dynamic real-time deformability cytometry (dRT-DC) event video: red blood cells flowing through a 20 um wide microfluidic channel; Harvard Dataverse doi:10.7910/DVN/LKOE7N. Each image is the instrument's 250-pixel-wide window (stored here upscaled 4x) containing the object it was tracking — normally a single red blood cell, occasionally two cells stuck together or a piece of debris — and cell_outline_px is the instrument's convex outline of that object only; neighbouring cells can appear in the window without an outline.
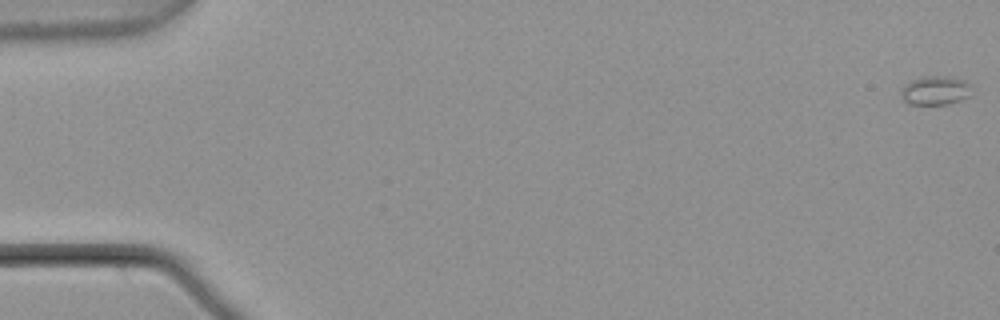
{"species": "common noctule bat (a hibernating species)", "species_latin": "Nyctalus noctula", "temperature_condition": "warm", "stored_images_in_passage": 55, "camera_frame_rate_fps": 3000, "um_per_image_px": 0.085, "animal": {"sex": "male", "body_mass_g": 21.5, "forearm_length_mm": 52.0}, "frame": {"image": 1, "passage_image": 1, "time_ms": 0.0, "image_size_px": [1000, 320], "cell_outline_px": [[972, 84], [968, 96], [960, 100], [948, 104], [908, 104], [900, 96], [900, 88], [904, 84], [920, 76], [948, 76], [964, 80]], "centroid_in_image_um": [79.46, 7.67], "position_along_channel_um": 5.5, "area_um2": 12.08}}